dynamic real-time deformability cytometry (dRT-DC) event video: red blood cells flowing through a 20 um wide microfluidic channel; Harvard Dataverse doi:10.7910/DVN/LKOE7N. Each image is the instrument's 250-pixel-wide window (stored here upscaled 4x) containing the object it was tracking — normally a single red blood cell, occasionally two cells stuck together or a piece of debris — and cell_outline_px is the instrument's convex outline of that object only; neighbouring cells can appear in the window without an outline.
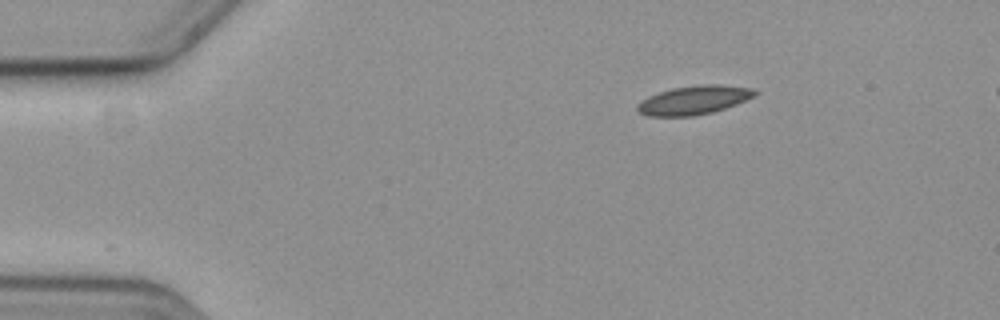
{"species": "common noctule bat (a hibernating species)", "species_latin": "Nyctalus noctula", "temperature_condition": "cold", "stored_images_in_passage": 51, "segment_of_instrument_passage": [1, 2], "camera_frame_rate_fps": 3000, "um_per_image_px": 0.085, "animal": {"sex": "female", "body_mass_g": 19.3, "forearm_length_mm": 54.1}, "frame": {"image": 1, "passage_image": 1, "time_ms": 0.0, "image_size_px": [1000, 320], "cell_outline_px": [[760, 92], [756, 96], [736, 104], [712, 112], [692, 116], [648, 116], [636, 112], [636, 104], [648, 96], [672, 88], [700, 84], [720, 84], [756, 88]], "centroid_in_image_um": [59.01, 8.49], "position_along_channel_um": 26.0, "area_um2": 20.0}}
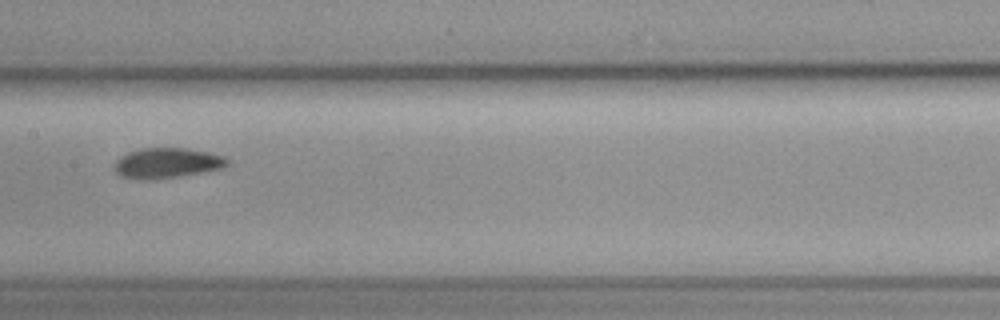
{"frame": {"image": 2, "passage_image": 21, "time_ms": 6.667, "image_size_px": [1000, 320], "cell_outline_px": [[228, 164], [220, 168], [200, 172], [176, 176], [148, 180], [136, 180], [120, 176], [112, 168], [116, 160], [120, 156], [128, 152], [140, 148], [188, 148], [208, 152], [224, 156], [228, 160]], "centroid_in_image_um": [14.11, 13.85], "position_along_channel_um": 193.3, "area_um2": 19.88}}
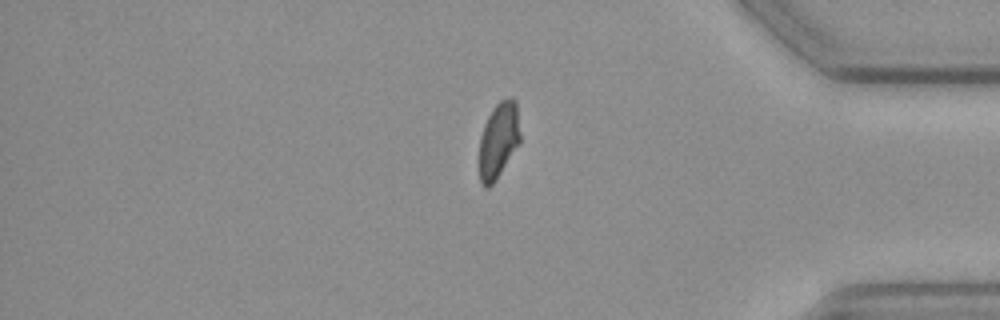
{"frame": {"image": 3, "passage_image": 40, "time_ms": 13.0, "image_size_px": [1000, 320], "cell_outline_px": [[520, 144], [496, 180], [488, 188], [484, 188], [480, 184], [480, 136], [484, 124], [492, 108], [500, 100], [512, 96], [516, 100], [520, 132]], "centroid_in_image_um": [42.39, 11.91], "position_along_channel_um": 392.8, "area_um2": 18.38}}